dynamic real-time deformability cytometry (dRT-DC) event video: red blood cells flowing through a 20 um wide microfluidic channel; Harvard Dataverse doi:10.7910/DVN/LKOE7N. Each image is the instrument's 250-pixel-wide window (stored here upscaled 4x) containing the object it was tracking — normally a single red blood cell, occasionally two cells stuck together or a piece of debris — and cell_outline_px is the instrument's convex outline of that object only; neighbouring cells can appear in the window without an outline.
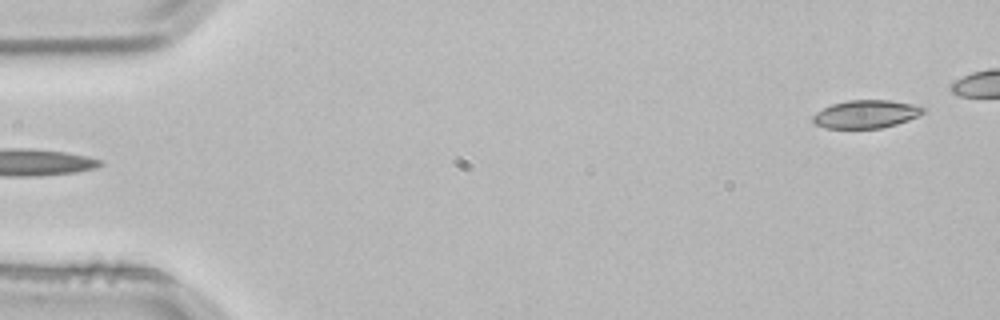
{"species": "common noctule bat (a hibernating species)", "species_latin": "Nyctalus noctula", "temperature_condition": "room temperature", "stored_images_in_passage": 3, "segment_of_instrument_passage": [2, 2], "camera_frame_rate_fps": 3000, "um_per_image_px": 0.085, "animal": {"sex": "male", "body_mass_g": 21.5, "forearm_length_mm": 52.0}, "frame": {"image": 1, "passage_image": 3, "time_ms": 0.667, "image_size_px": [1000, 320], "cell_outline_px": [[928, 108], [920, 116], [896, 124], [880, 128], [824, 128], [812, 124], [812, 116], [816, 112], [832, 104], [848, 100], [888, 100], [912, 104]], "centroid_in_image_um": [73.6, 9.7], "position_along_channel_um": 11.4, "area_um2": 18.15}}